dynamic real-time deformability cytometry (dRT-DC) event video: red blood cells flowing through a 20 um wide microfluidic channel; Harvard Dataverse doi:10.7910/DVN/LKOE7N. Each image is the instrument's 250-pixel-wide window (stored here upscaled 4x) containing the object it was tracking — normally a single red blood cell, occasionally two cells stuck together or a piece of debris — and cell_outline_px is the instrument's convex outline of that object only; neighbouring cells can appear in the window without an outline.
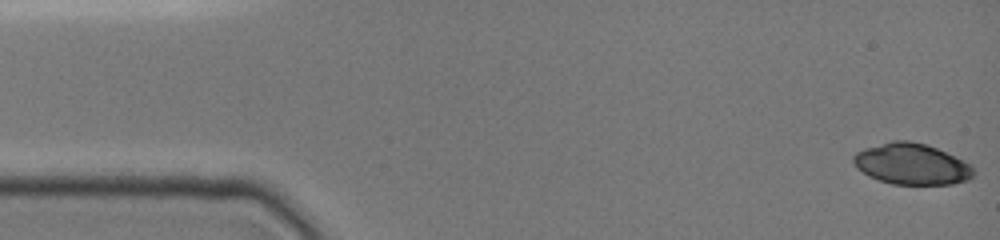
{"species": "common noctule bat (a hibernating species)", "species_latin": "Nyctalus noctula", "temperature_condition": "cold", "stored_images_in_passage": 9, "camera_frame_rate_fps": 3000, "um_per_image_px": 0.085, "animal": {"sex": "female", "body_mass_g": 19.0, "forearm_length_mm": 51.5}, "frame": {"image": 1, "passage_image": 1, "time_ms": 0.0, "image_size_px": [1000, 240], "cell_outline_px": [[976, 172], [968, 180], [952, 184], [892, 184], [868, 176], [856, 168], [852, 160], [852, 156], [856, 152], [864, 148], [892, 140], [908, 140], [924, 144], [936, 148], [964, 160], [972, 164]], "centroid_in_image_um": [77.49, 13.94], "position_along_channel_um": 7.5, "area_um2": 28.96}}